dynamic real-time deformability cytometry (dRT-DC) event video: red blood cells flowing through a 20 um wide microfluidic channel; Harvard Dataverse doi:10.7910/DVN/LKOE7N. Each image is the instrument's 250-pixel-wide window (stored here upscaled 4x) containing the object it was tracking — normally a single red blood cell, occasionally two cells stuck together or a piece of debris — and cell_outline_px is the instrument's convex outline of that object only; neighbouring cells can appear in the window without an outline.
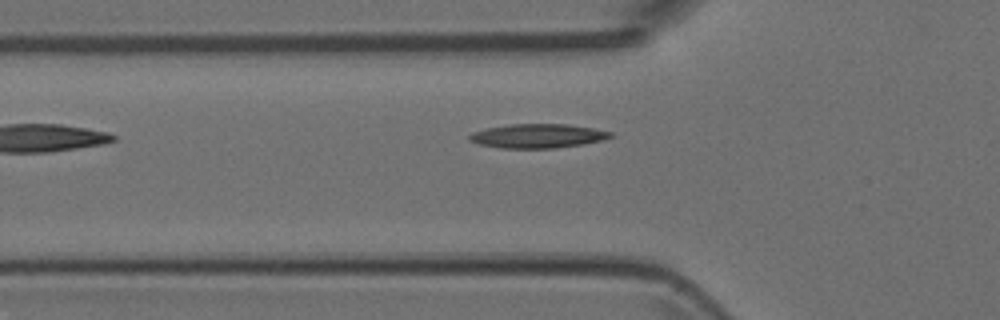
{"species": "Egyptian fruit bat (a non-hibernating species)", "species_latin": "Rousettus aegyptiacus", "temperature_condition": "room temperature", "stored_images_in_passage": 6, "camera_frame_rate_fps": 3000, "um_per_image_px": 0.085, "animal": {"sex": "female"}, "frame": {"image": 1, "passage_image": 6, "time_ms": 1.667, "image_size_px": [1000, 320], "cell_outline_px": [[616, 136], [604, 140], [584, 144], [552, 148], [500, 148], [480, 144], [468, 140], [468, 136], [472, 132], [488, 128], [508, 124], [568, 124], [592, 128], [612, 132]], "centroid_in_image_um": [45.73, 11.55], "position_along_channel_um": 80.1, "area_um2": 19.88}}